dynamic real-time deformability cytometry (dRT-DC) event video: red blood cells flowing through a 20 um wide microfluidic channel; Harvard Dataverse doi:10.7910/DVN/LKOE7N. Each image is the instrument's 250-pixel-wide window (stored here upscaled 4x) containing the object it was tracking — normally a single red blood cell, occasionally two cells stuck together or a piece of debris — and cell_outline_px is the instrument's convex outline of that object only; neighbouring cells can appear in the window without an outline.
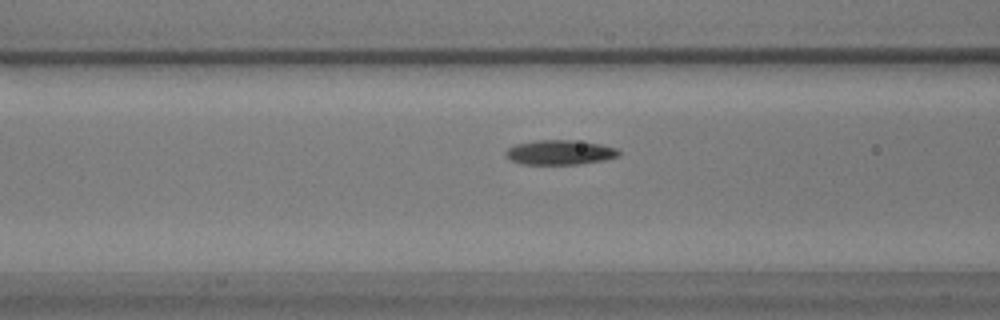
{"species": "common noctule bat (a hibernating species)", "species_latin": "Nyctalus noctula", "temperature_condition": "warm", "stored_images_in_passage": 40, "camera_frame_rate_fps": 3000, "um_per_image_px": 0.085, "animal": {"sex": "male", "body_mass_g": 17.9}, "frame": {"image": 1, "passage_image": 9, "time_ms": 2.667, "image_size_px": [1000, 320], "cell_outline_px": [[620, 156], [604, 160], [576, 164], [520, 164], [508, 160], [504, 156], [504, 152], [508, 148], [516, 144], [536, 140], [572, 140], [600, 144], [616, 148], [620, 152]], "centroid_in_image_um": [47.53, 12.96], "position_along_channel_um": 119.1, "area_um2": 16.36}}
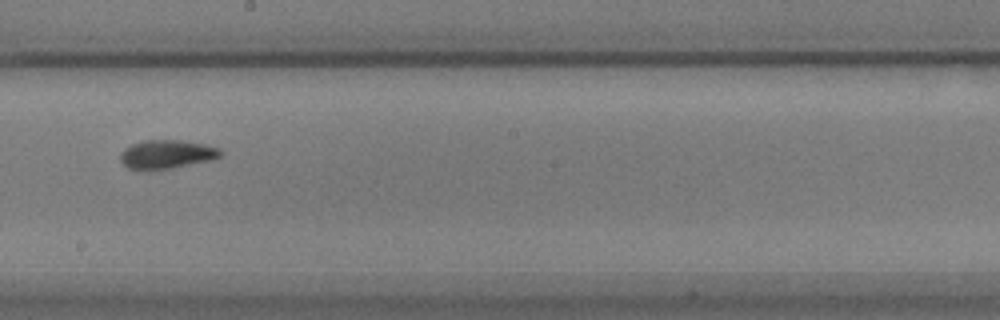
{"frame": {"image": 2, "passage_image": 19, "time_ms": 6.0, "image_size_px": [1000, 320], "cell_outline_px": [[224, 152], [220, 156], [208, 160], [168, 168], [128, 168], [120, 160], [120, 152], [124, 148], [132, 144], [144, 140], [180, 140], [204, 144], [220, 148]], "centroid_in_image_um": [14.17, 13.07], "position_along_channel_um": 234.0, "area_um2": 16.24}}
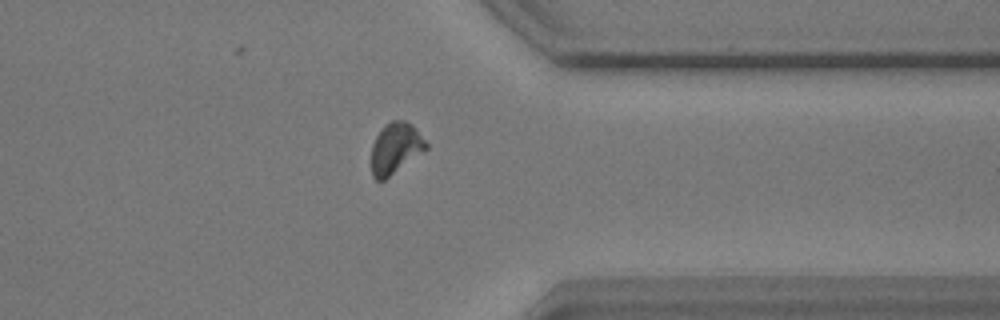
{"frame": {"image": 3, "passage_image": 32, "time_ms": 10.333, "image_size_px": [1000, 320], "cell_outline_px": [[428, 148], [384, 180], [376, 180], [372, 176], [372, 144], [376, 136], [392, 120], [404, 120], [412, 124], [416, 128], [428, 144]], "centroid_in_image_um": [33.63, 12.6], "position_along_channel_um": 377.8, "area_um2": 15.95}}